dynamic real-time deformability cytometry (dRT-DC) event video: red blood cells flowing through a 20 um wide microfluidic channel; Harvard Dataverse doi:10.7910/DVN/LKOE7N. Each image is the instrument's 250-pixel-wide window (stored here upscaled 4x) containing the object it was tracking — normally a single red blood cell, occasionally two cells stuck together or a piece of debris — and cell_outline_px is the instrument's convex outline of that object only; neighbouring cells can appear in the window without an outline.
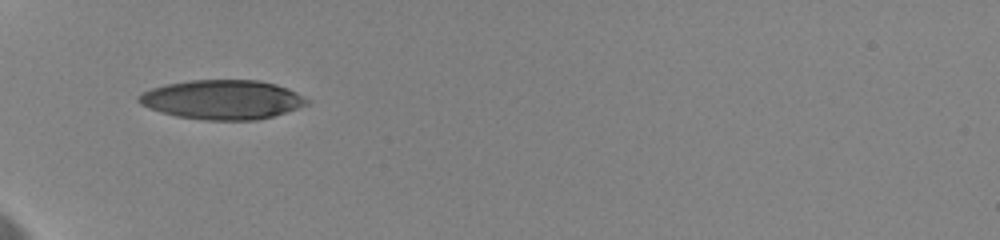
{"species": "human", "species_latin": "Homo sapiens", "temperature_condition": "cold", "stored_images_in_passage": 76, "camera_frame_rate_fps": 3000, "um_per_image_px": 0.085, "donor": {"sex": "female"}, "frame": {"image": 1, "passage_image": 1, "time_ms": 0.0, "image_size_px": [1000, 240], "cell_outline_px": [[312, 100], [308, 104], [272, 116], [256, 120], [204, 120], [176, 116], [160, 112], [148, 108], [140, 104], [136, 100], [136, 96], [140, 92], [164, 84], [188, 80], [260, 80], [276, 84], [288, 88]], "centroid_in_image_um": [18.86, 8.46], "position_along_channel_um": 66.1, "area_um2": 38.9}}
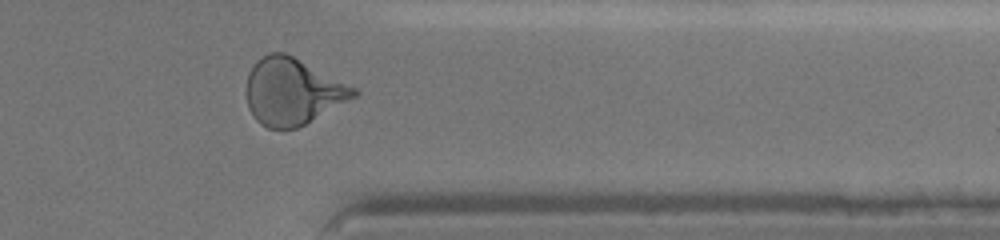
{"frame": {"image": 2, "passage_image": 51, "time_ms": 9.333, "image_size_px": [1000, 240], "cell_outline_px": [[360, 92], [356, 96], [304, 124], [296, 128], [268, 128], [260, 124], [256, 120], [248, 108], [248, 72], [252, 64], [256, 60], [268, 52], [284, 52], [356, 88]], "centroid_in_image_um": [24.83, 7.77], "position_along_channel_um": 386.6, "area_um2": 40.98}}
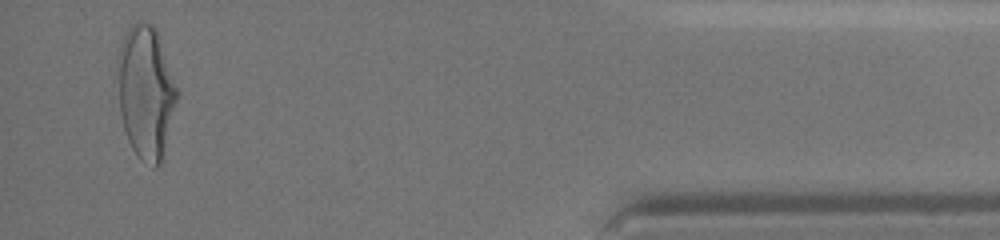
{"frame": {"image": 3, "passage_image": 69, "time_ms": 11.667, "image_size_px": [1000, 240], "cell_outline_px": [[176, 100], [160, 164], [156, 168], [152, 168], [140, 160], [136, 156], [128, 140], [120, 116], [112, 84], [116, 56], [124, 32], [136, 20], [140, 20], [152, 24], [156, 28], [176, 88]], "centroid_in_image_um": [12.26, 7.78], "position_along_channel_um": 422.9, "area_um2": 46.99}, "authors_computed_cell_mechanics": {"area_um2": 40.2577, "velocity_mm_per_s": 3.548, "shape_relaxation_time_tau1_ms": 4.2504, "shape_relaxation_time_tau2_ms": 1.1015, "deformation_change_tau1": 0.1823, "deformation_change_tau2": 0.0683}}